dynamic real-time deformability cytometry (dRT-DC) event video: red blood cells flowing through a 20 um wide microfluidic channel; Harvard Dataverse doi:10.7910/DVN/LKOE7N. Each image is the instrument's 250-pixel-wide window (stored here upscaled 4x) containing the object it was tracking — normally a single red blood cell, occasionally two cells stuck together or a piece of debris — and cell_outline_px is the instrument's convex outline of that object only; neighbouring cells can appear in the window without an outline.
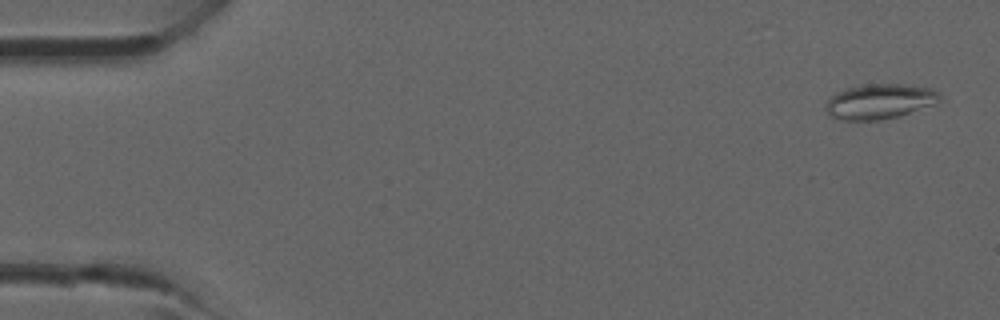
{"species": "common noctule bat (a hibernating species)", "species_latin": "Nyctalus noctula", "temperature_condition": "room temperature", "stored_images_in_passage": 13, "camera_frame_rate_fps": 3000, "um_per_image_px": 0.085, "animal": {"sex": "male", "forearm_length_mm": 52.5}, "frame": {"image": 1, "passage_image": 2, "time_ms": 0.333, "image_size_px": [1000, 320], "cell_outline_px": [[940, 100], [936, 104], [900, 116], [880, 120], [844, 120], [828, 116], [828, 100], [836, 92], [848, 88], [868, 84], [900, 84], [932, 88], [940, 92]], "centroid_in_image_um": [74.83, 8.63], "position_along_channel_um": 10.2, "area_um2": 23.18}}